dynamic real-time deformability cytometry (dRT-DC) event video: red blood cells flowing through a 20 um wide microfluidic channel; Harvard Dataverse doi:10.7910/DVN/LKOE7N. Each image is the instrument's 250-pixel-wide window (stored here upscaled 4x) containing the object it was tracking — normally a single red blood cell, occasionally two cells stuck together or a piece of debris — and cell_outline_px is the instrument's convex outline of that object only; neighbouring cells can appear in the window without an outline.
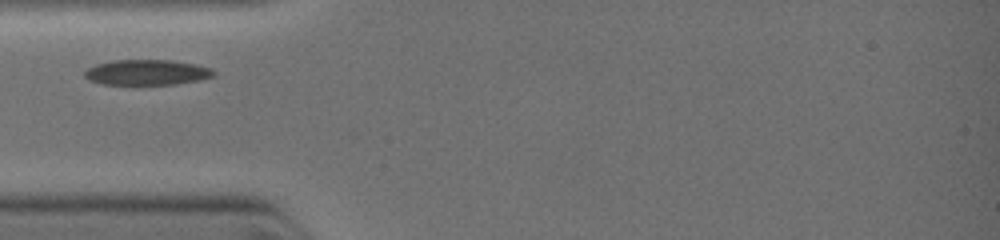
{"species": "common noctule bat (a hibernating species)", "species_latin": "Nyctalus noctula", "temperature_condition": "warm", "stored_images_in_passage": 11, "camera_frame_rate_fps": 3000, "um_per_image_px": 0.085, "animal": {"sex": "female", "body_mass_g": 19.0, "forearm_length_mm": 51.5}, "frame": {"image": 1, "passage_image": 1, "time_ms": 0.0, "image_size_px": [1000, 240], "cell_outline_px": [[216, 72], [212, 76], [196, 80], [172, 84], [104, 84], [88, 80], [84, 76], [84, 72], [88, 68], [96, 64], [112, 60], [172, 60], [196, 64], [212, 68]], "centroid_in_image_um": [12.46, 6.14], "position_along_channel_um": 72.5, "area_um2": 18.96}}
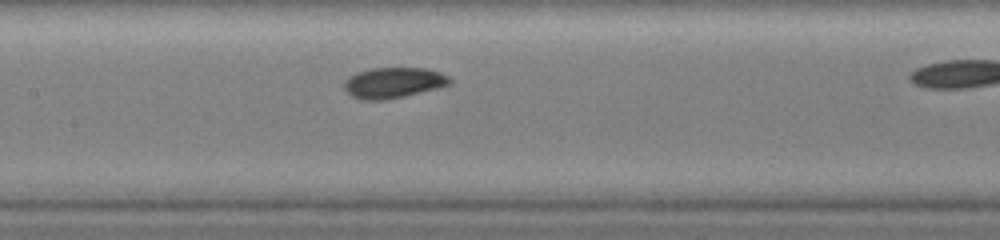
{"frame": {"image": 2, "passage_image": 7, "time_ms": 1.0, "image_size_px": [1000, 240], "cell_outline_px": [[452, 84], [436, 88], [400, 96], [380, 100], [360, 100], [352, 96], [344, 88], [344, 80], [356, 72], [372, 68], [428, 68], [440, 72], [448, 76], [452, 80]], "centroid_in_image_um": [33.43, 7.01], "position_along_channel_um": 174.0, "area_um2": 18.67}}